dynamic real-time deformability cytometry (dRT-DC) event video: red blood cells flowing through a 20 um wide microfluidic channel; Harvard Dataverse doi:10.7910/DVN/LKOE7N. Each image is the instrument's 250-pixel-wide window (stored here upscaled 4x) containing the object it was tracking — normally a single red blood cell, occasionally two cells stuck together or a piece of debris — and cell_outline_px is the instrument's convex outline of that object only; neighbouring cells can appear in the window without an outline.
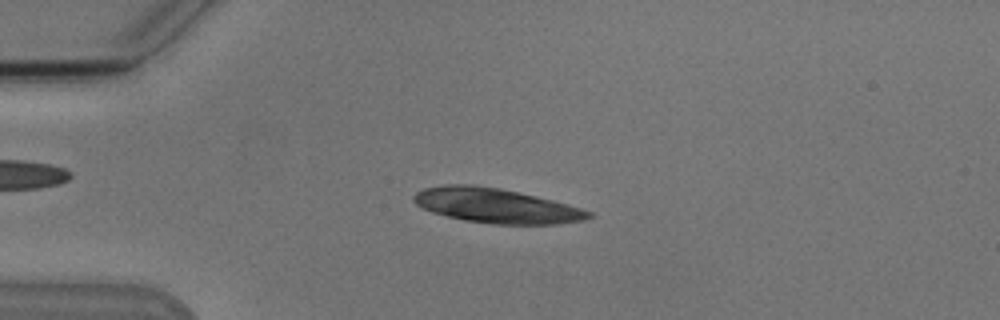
{"species": "Egyptian fruit bat (a non-hibernating species)", "species_latin": "Rousettus aegyptiacus", "temperature_condition": "cold", "stored_images_in_passage": 41, "camera_frame_rate_fps": 3000, "um_per_image_px": 0.085, "animal": {"sex": "male"}, "frame": {"image": 1, "passage_image": 1, "time_ms": 0.0, "image_size_px": [1000, 320], "cell_outline_px": [[596, 216], [584, 220], [556, 224], [496, 224], [464, 220], [432, 212], [416, 204], [412, 200], [412, 196], [416, 192], [424, 188], [444, 184], [472, 184], [500, 188], [552, 200], [568, 204], [592, 212]], "centroid_in_image_um": [42.17, 17.47], "position_along_channel_um": 42.8, "area_um2": 35.26}}